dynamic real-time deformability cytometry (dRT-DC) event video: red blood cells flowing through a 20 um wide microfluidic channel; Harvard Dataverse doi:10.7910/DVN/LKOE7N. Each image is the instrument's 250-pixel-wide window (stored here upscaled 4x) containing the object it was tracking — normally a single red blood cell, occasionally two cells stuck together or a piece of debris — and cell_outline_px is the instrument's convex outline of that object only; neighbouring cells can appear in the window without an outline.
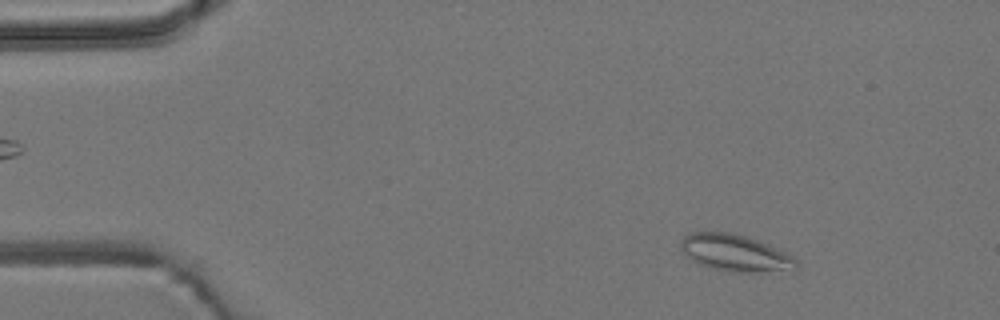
{"species": "common noctule bat (a hibernating species)", "species_latin": "Nyctalus noctula", "temperature_condition": "room temperature", "stored_images_in_passage": 53, "camera_frame_rate_fps": 3000, "um_per_image_px": 0.085, "animal": {"sex": "male", "body_mass_g": 19.2, "forearm_length_mm": 51.8}, "frame": {"image": 1, "passage_image": 6, "time_ms": 1.667, "image_size_px": [1000, 320], "cell_outline_px": [[800, 268], [796, 272], [736, 272], [708, 268], [692, 260], [680, 248], [680, 240], [688, 232], [736, 232], [748, 236], [768, 244], [792, 256], [800, 264]], "centroid_in_image_um": [62.56, 21.52], "position_along_channel_um": 22.4, "area_um2": 25.43}}
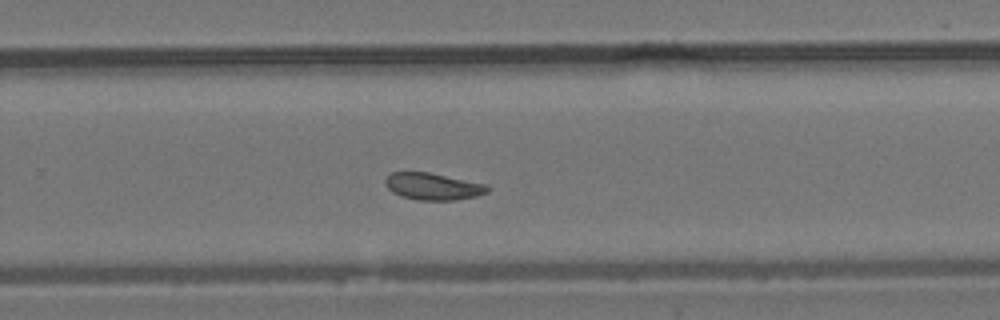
{"frame": {"image": 2, "passage_image": 34, "time_ms": 11.0, "image_size_px": [1000, 320], "cell_outline_px": [[488, 192], [476, 196], [456, 200], [416, 200], [400, 196], [392, 192], [384, 184], [384, 180], [392, 172], [428, 172], [488, 184]], "centroid_in_image_um": [36.79, 15.85], "position_along_channel_um": 293.0, "area_um2": 16.13}}
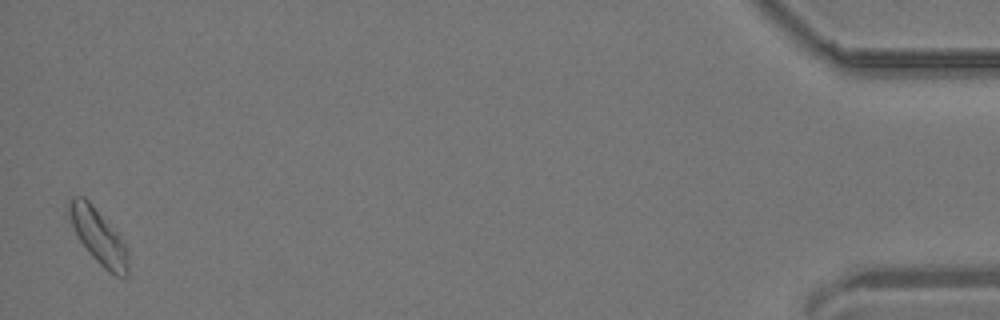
{"frame": {"image": 3, "passage_image": 52, "time_ms": 17.0, "image_size_px": [1000, 320], "cell_outline_px": [[128, 276], [116, 276], [108, 272], [88, 252], [80, 240], [72, 224], [64, 204], [72, 196], [84, 196], [92, 204], [120, 236], [128, 252]], "centroid_in_image_um": [8.34, 20.06], "position_along_channel_um": 426.9, "area_um2": 18.9}, "authors_computed_cell_mechanics": {"area_um2": 17.2244, "velocity_mm_per_s": 3.808, "shape_relaxation_time_tau1_ms": 5.9172, "shape_relaxation_time_tau2_ms": 3.2771, "deformation_change_tau1": 0.0959, "deformation_change_tau2": 0.091}}